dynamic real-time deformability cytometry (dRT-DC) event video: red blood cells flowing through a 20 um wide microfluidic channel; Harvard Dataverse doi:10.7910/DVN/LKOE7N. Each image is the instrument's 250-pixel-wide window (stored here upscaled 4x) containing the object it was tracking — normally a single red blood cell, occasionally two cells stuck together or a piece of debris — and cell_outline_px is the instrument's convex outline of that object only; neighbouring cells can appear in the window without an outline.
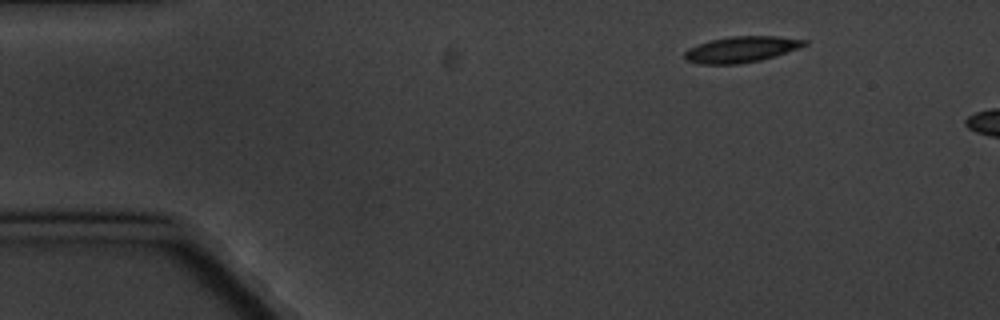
{"species": "common noctule bat (a hibernating species)", "species_latin": "Nyctalus noctula", "temperature_condition": "cold", "stored_images_in_passage": 7, "camera_frame_rate_fps": 3000, "um_per_image_px": 0.085, "animal": {"sex": "male", "body_mass_g": 20.1, "forearm_length_mm": 53.5}, "frame": {"image": 1, "passage_image": 1, "time_ms": 0.0, "image_size_px": [1000, 320], "cell_outline_px": [[808, 44], [760, 60], [740, 64], [700, 64], [684, 60], [684, 52], [688, 48], [712, 40], [728, 36], [780, 36], [808, 40]], "centroid_in_image_um": [62.97, 4.19], "position_along_channel_um": 22.0, "area_um2": 17.98}}